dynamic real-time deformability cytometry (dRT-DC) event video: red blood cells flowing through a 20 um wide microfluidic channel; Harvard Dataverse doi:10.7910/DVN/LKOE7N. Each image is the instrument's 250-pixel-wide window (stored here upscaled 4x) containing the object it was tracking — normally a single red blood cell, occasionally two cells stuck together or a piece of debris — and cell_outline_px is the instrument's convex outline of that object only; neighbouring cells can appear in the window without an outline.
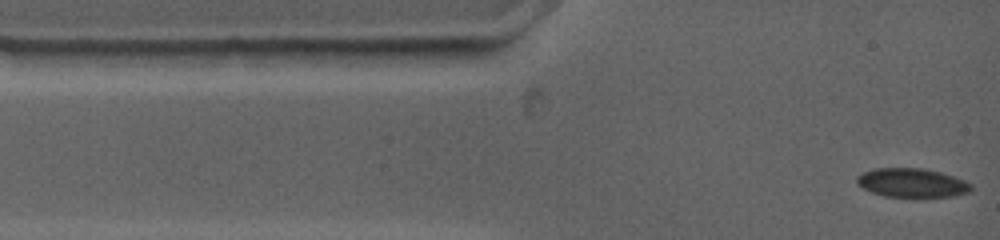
{"species": "common noctule bat (a hibernating species)", "species_latin": "Nyctalus noctula", "temperature_condition": "warm", "stored_images_in_passage": 36, "camera_frame_rate_fps": 4500, "um_per_image_px": 0.085, "animal": {"sex": "female", "body_mass_g": 19.0, "forearm_length_mm": 53.3}, "frame": {"image": 1, "passage_image": 1, "time_ms": 0.0, "image_size_px": [1000, 240], "cell_outline_px": [[972, 188], [968, 192], [952, 196], [924, 200], [916, 200], [884, 196], [872, 192], [856, 184], [856, 176], [864, 172], [876, 168], [920, 168], [940, 172], [964, 180], [972, 184]], "centroid_in_image_um": [77.52, 15.6], "position_along_channel_um": 7.5, "area_um2": 20.06}}
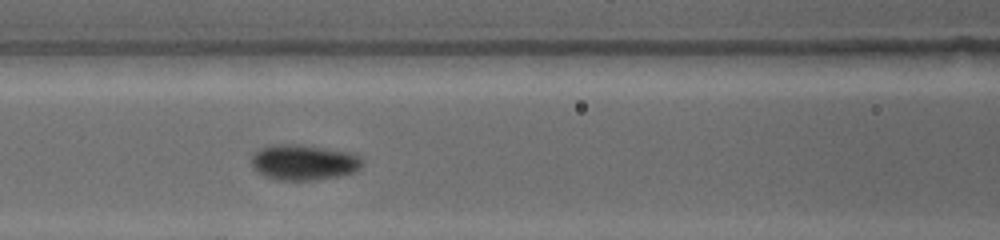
{"frame": {"image": 2, "passage_image": 15, "time_ms": 4.667, "image_size_px": [1000, 240], "cell_outline_px": [[360, 164], [352, 172], [340, 176], [320, 180], [280, 180], [264, 176], [256, 172], [252, 164], [252, 156], [256, 152], [264, 148], [280, 144], [292, 144], [316, 148], [356, 156], [360, 160]], "centroid_in_image_um": [25.7, 13.85], "position_along_channel_um": 140.9, "area_um2": 21.73}}
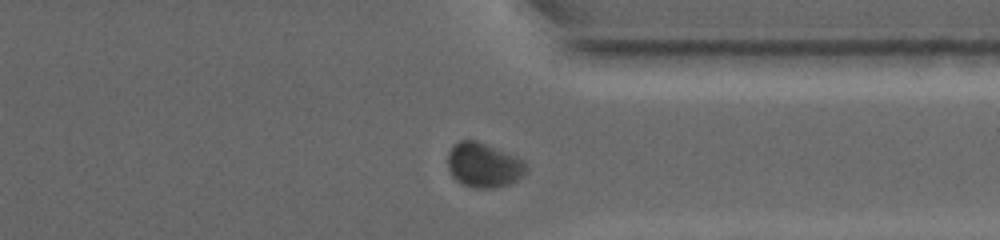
{"frame": {"image": 3, "passage_image": 31, "time_ms": 10.889, "image_size_px": [1000, 240], "cell_outline_px": [[524, 176], [508, 184], [496, 188], [472, 188], [456, 180], [452, 176], [448, 168], [448, 152], [460, 140], [476, 140], [524, 160]], "centroid_in_image_um": [41.08, 14.05], "position_along_channel_um": 370.3, "area_um2": 20.06}, "authors_computed_cell_mechanics": {"area_um2": 20.4323, "velocity_mm_per_s": 3.7143, "shape_relaxation_time_tau1_ms": 4.5224, "shape_relaxation_time_tau2_ms": null, "deformation_change_tau1": 0.0952, "deformation_change_tau2": null}}